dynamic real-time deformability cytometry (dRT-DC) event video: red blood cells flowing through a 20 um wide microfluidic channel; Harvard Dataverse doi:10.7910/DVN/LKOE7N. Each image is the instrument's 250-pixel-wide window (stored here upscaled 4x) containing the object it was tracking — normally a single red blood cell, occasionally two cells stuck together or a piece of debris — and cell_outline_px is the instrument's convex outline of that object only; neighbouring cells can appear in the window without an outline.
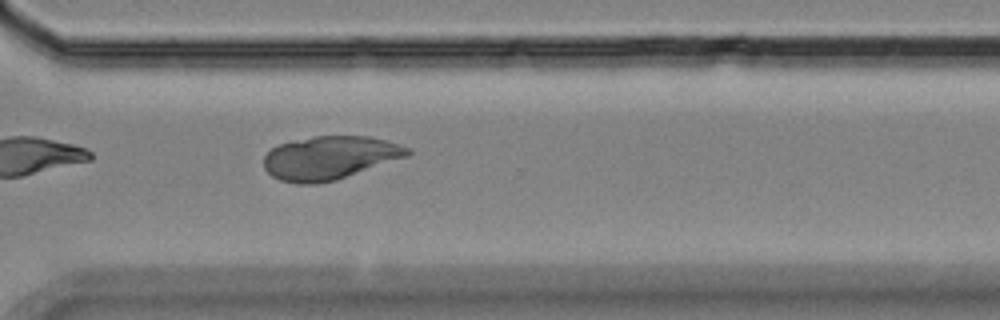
{"species": "Egyptian fruit bat (a non-hibernating species)", "species_latin": "Rousettus aegyptiacus", "temperature_condition": "room temperature", "stored_images_in_passage": 11, "camera_frame_rate_fps": 3000, "um_per_image_px": 0.085, "animal": {"sex": "female"}, "frame": {"image": 1, "passage_image": 11, "time_ms": 12.667, "image_size_px": [1000, 320], "cell_outline_px": [[412, 152], [408, 156], [336, 180], [316, 184], [296, 184], [280, 180], [272, 176], [264, 168], [264, 156], [272, 148], [280, 144], [292, 140], [316, 136], [368, 136], [384, 140], [408, 148]], "centroid_in_image_um": [27.99, 13.42], "position_along_channel_um": 342.6, "area_um2": 36.18}}